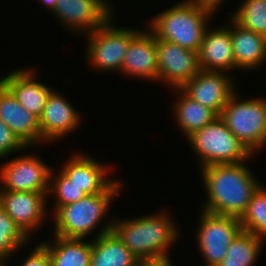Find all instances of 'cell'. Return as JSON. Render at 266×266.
I'll list each match as a JSON object with an SVG mask.
<instances>
[{"instance_id": "obj_12", "label": "cell", "mask_w": 266, "mask_h": 266, "mask_svg": "<svg viewBox=\"0 0 266 266\" xmlns=\"http://www.w3.org/2000/svg\"><path fill=\"white\" fill-rule=\"evenodd\" d=\"M47 194L48 192L0 190V204L30 239H32V233L36 234L45 223L46 217L48 219Z\"/></svg>"}, {"instance_id": "obj_14", "label": "cell", "mask_w": 266, "mask_h": 266, "mask_svg": "<svg viewBox=\"0 0 266 266\" xmlns=\"http://www.w3.org/2000/svg\"><path fill=\"white\" fill-rule=\"evenodd\" d=\"M81 115L64 94L54 89L39 117L42 141L49 145L64 140V137H68L80 128L84 121Z\"/></svg>"}, {"instance_id": "obj_31", "label": "cell", "mask_w": 266, "mask_h": 266, "mask_svg": "<svg viewBox=\"0 0 266 266\" xmlns=\"http://www.w3.org/2000/svg\"><path fill=\"white\" fill-rule=\"evenodd\" d=\"M173 260L171 258L163 260H154V261H142L139 263V266H174Z\"/></svg>"}, {"instance_id": "obj_2", "label": "cell", "mask_w": 266, "mask_h": 266, "mask_svg": "<svg viewBox=\"0 0 266 266\" xmlns=\"http://www.w3.org/2000/svg\"><path fill=\"white\" fill-rule=\"evenodd\" d=\"M173 220L168 211L159 210L135 218H114L112 230L140 262L163 260L172 258L169 250L181 238L182 231Z\"/></svg>"}, {"instance_id": "obj_4", "label": "cell", "mask_w": 266, "mask_h": 266, "mask_svg": "<svg viewBox=\"0 0 266 266\" xmlns=\"http://www.w3.org/2000/svg\"><path fill=\"white\" fill-rule=\"evenodd\" d=\"M215 13L213 9L194 0H182L151 17L147 27L154 33L156 40L176 43L198 52Z\"/></svg>"}, {"instance_id": "obj_24", "label": "cell", "mask_w": 266, "mask_h": 266, "mask_svg": "<svg viewBox=\"0 0 266 266\" xmlns=\"http://www.w3.org/2000/svg\"><path fill=\"white\" fill-rule=\"evenodd\" d=\"M264 242L253 233L241 230L217 266H255L266 244Z\"/></svg>"}, {"instance_id": "obj_6", "label": "cell", "mask_w": 266, "mask_h": 266, "mask_svg": "<svg viewBox=\"0 0 266 266\" xmlns=\"http://www.w3.org/2000/svg\"><path fill=\"white\" fill-rule=\"evenodd\" d=\"M197 156L199 169L215 164L248 161L253 155L218 116L187 138Z\"/></svg>"}, {"instance_id": "obj_23", "label": "cell", "mask_w": 266, "mask_h": 266, "mask_svg": "<svg viewBox=\"0 0 266 266\" xmlns=\"http://www.w3.org/2000/svg\"><path fill=\"white\" fill-rule=\"evenodd\" d=\"M53 236V243L41 241L49 252L52 266H90L92 240Z\"/></svg>"}, {"instance_id": "obj_20", "label": "cell", "mask_w": 266, "mask_h": 266, "mask_svg": "<svg viewBox=\"0 0 266 266\" xmlns=\"http://www.w3.org/2000/svg\"><path fill=\"white\" fill-rule=\"evenodd\" d=\"M230 35L237 70H259L266 64V37L238 25L230 17Z\"/></svg>"}, {"instance_id": "obj_32", "label": "cell", "mask_w": 266, "mask_h": 266, "mask_svg": "<svg viewBox=\"0 0 266 266\" xmlns=\"http://www.w3.org/2000/svg\"><path fill=\"white\" fill-rule=\"evenodd\" d=\"M194 1L213 9L214 11H219L220 5H223V3L226 2V0H194Z\"/></svg>"}, {"instance_id": "obj_9", "label": "cell", "mask_w": 266, "mask_h": 266, "mask_svg": "<svg viewBox=\"0 0 266 266\" xmlns=\"http://www.w3.org/2000/svg\"><path fill=\"white\" fill-rule=\"evenodd\" d=\"M22 154L0 164V190L48 192L52 166L33 152Z\"/></svg>"}, {"instance_id": "obj_28", "label": "cell", "mask_w": 266, "mask_h": 266, "mask_svg": "<svg viewBox=\"0 0 266 266\" xmlns=\"http://www.w3.org/2000/svg\"><path fill=\"white\" fill-rule=\"evenodd\" d=\"M56 171L54 168L51 169L47 194L48 200L50 198L54 200H51L53 203V206L50 207L52 211L57 207L77 202L87 195L82 188L73 183L60 169L57 171L58 173Z\"/></svg>"}, {"instance_id": "obj_5", "label": "cell", "mask_w": 266, "mask_h": 266, "mask_svg": "<svg viewBox=\"0 0 266 266\" xmlns=\"http://www.w3.org/2000/svg\"><path fill=\"white\" fill-rule=\"evenodd\" d=\"M241 98L235 92L222 110L220 117L228 129L254 156L266 147V98Z\"/></svg>"}, {"instance_id": "obj_21", "label": "cell", "mask_w": 266, "mask_h": 266, "mask_svg": "<svg viewBox=\"0 0 266 266\" xmlns=\"http://www.w3.org/2000/svg\"><path fill=\"white\" fill-rule=\"evenodd\" d=\"M173 94L176 93L177 100L172 102L171 111L177 122L179 131L186 139L194 132L202 129L208 123L212 122L218 115L208 107L192 100L181 89H172ZM179 94V95H178Z\"/></svg>"}, {"instance_id": "obj_30", "label": "cell", "mask_w": 266, "mask_h": 266, "mask_svg": "<svg viewBox=\"0 0 266 266\" xmlns=\"http://www.w3.org/2000/svg\"><path fill=\"white\" fill-rule=\"evenodd\" d=\"M31 252L28 253V256H25V260L20 266H52L51 258L47 248L39 241L31 249Z\"/></svg>"}, {"instance_id": "obj_19", "label": "cell", "mask_w": 266, "mask_h": 266, "mask_svg": "<svg viewBox=\"0 0 266 266\" xmlns=\"http://www.w3.org/2000/svg\"><path fill=\"white\" fill-rule=\"evenodd\" d=\"M33 68H17L4 76L2 75L0 81L12 92L24 108L39 118L50 93L54 89L52 86L37 80V73L34 72L36 69Z\"/></svg>"}, {"instance_id": "obj_29", "label": "cell", "mask_w": 266, "mask_h": 266, "mask_svg": "<svg viewBox=\"0 0 266 266\" xmlns=\"http://www.w3.org/2000/svg\"><path fill=\"white\" fill-rule=\"evenodd\" d=\"M25 149L28 150L29 147H26L0 119V161L2 162V159H6V157L9 159V156L14 155L15 152H25Z\"/></svg>"}, {"instance_id": "obj_15", "label": "cell", "mask_w": 266, "mask_h": 266, "mask_svg": "<svg viewBox=\"0 0 266 266\" xmlns=\"http://www.w3.org/2000/svg\"><path fill=\"white\" fill-rule=\"evenodd\" d=\"M146 26L131 39L121 68L125 78L143 79L158 83L156 37Z\"/></svg>"}, {"instance_id": "obj_17", "label": "cell", "mask_w": 266, "mask_h": 266, "mask_svg": "<svg viewBox=\"0 0 266 266\" xmlns=\"http://www.w3.org/2000/svg\"><path fill=\"white\" fill-rule=\"evenodd\" d=\"M112 168L109 163L79 152L72 154L59 169L87 195H92L104 192L116 180L111 179Z\"/></svg>"}, {"instance_id": "obj_8", "label": "cell", "mask_w": 266, "mask_h": 266, "mask_svg": "<svg viewBox=\"0 0 266 266\" xmlns=\"http://www.w3.org/2000/svg\"><path fill=\"white\" fill-rule=\"evenodd\" d=\"M196 226L197 250L204 266H217L226 256L231 242L242 230L239 219L200 210Z\"/></svg>"}, {"instance_id": "obj_1", "label": "cell", "mask_w": 266, "mask_h": 266, "mask_svg": "<svg viewBox=\"0 0 266 266\" xmlns=\"http://www.w3.org/2000/svg\"><path fill=\"white\" fill-rule=\"evenodd\" d=\"M253 157L245 162L199 169L207 196L200 209L240 219L254 192L263 184L248 165Z\"/></svg>"}, {"instance_id": "obj_13", "label": "cell", "mask_w": 266, "mask_h": 266, "mask_svg": "<svg viewBox=\"0 0 266 266\" xmlns=\"http://www.w3.org/2000/svg\"><path fill=\"white\" fill-rule=\"evenodd\" d=\"M232 76L227 72L200 70L181 90L220 116L227 101L239 90Z\"/></svg>"}, {"instance_id": "obj_7", "label": "cell", "mask_w": 266, "mask_h": 266, "mask_svg": "<svg viewBox=\"0 0 266 266\" xmlns=\"http://www.w3.org/2000/svg\"><path fill=\"white\" fill-rule=\"evenodd\" d=\"M113 15L94 32L83 35L86 38V61L99 72L120 73L131 39L140 28L122 27L114 23ZM119 71V72H118Z\"/></svg>"}, {"instance_id": "obj_25", "label": "cell", "mask_w": 266, "mask_h": 266, "mask_svg": "<svg viewBox=\"0 0 266 266\" xmlns=\"http://www.w3.org/2000/svg\"><path fill=\"white\" fill-rule=\"evenodd\" d=\"M30 240L32 239L7 215L0 204V261L10 262V258L12 259L18 250L20 253L24 246L29 245Z\"/></svg>"}, {"instance_id": "obj_11", "label": "cell", "mask_w": 266, "mask_h": 266, "mask_svg": "<svg viewBox=\"0 0 266 266\" xmlns=\"http://www.w3.org/2000/svg\"><path fill=\"white\" fill-rule=\"evenodd\" d=\"M158 82L169 90L181 89L199 71L198 52L176 43L156 40Z\"/></svg>"}, {"instance_id": "obj_22", "label": "cell", "mask_w": 266, "mask_h": 266, "mask_svg": "<svg viewBox=\"0 0 266 266\" xmlns=\"http://www.w3.org/2000/svg\"><path fill=\"white\" fill-rule=\"evenodd\" d=\"M139 263L113 230L92 239L90 266H139Z\"/></svg>"}, {"instance_id": "obj_3", "label": "cell", "mask_w": 266, "mask_h": 266, "mask_svg": "<svg viewBox=\"0 0 266 266\" xmlns=\"http://www.w3.org/2000/svg\"><path fill=\"white\" fill-rule=\"evenodd\" d=\"M122 188H124L123 181L116 179L104 192L86 195L77 202L57 207L51 214L54 217L53 235L91 240L90 238L95 239L111 231L114 217L107 219L106 217H109L108 212L111 210L112 202L122 194ZM95 229L99 231L93 236ZM90 235L93 237H89Z\"/></svg>"}, {"instance_id": "obj_10", "label": "cell", "mask_w": 266, "mask_h": 266, "mask_svg": "<svg viewBox=\"0 0 266 266\" xmlns=\"http://www.w3.org/2000/svg\"><path fill=\"white\" fill-rule=\"evenodd\" d=\"M113 7L110 0H59L51 16L68 31L85 35L105 24L114 15Z\"/></svg>"}, {"instance_id": "obj_26", "label": "cell", "mask_w": 266, "mask_h": 266, "mask_svg": "<svg viewBox=\"0 0 266 266\" xmlns=\"http://www.w3.org/2000/svg\"><path fill=\"white\" fill-rule=\"evenodd\" d=\"M266 186L260 185L254 192L244 214L239 219L244 231L266 241Z\"/></svg>"}, {"instance_id": "obj_34", "label": "cell", "mask_w": 266, "mask_h": 266, "mask_svg": "<svg viewBox=\"0 0 266 266\" xmlns=\"http://www.w3.org/2000/svg\"><path fill=\"white\" fill-rule=\"evenodd\" d=\"M1 266H9V264L3 263Z\"/></svg>"}, {"instance_id": "obj_27", "label": "cell", "mask_w": 266, "mask_h": 266, "mask_svg": "<svg viewBox=\"0 0 266 266\" xmlns=\"http://www.w3.org/2000/svg\"><path fill=\"white\" fill-rule=\"evenodd\" d=\"M237 8L228 15L241 27L266 37V0H243Z\"/></svg>"}, {"instance_id": "obj_18", "label": "cell", "mask_w": 266, "mask_h": 266, "mask_svg": "<svg viewBox=\"0 0 266 266\" xmlns=\"http://www.w3.org/2000/svg\"><path fill=\"white\" fill-rule=\"evenodd\" d=\"M228 17V24L213 29L209 26L206 29L198 51L200 70L227 73L236 70L230 35V16Z\"/></svg>"}, {"instance_id": "obj_33", "label": "cell", "mask_w": 266, "mask_h": 266, "mask_svg": "<svg viewBox=\"0 0 266 266\" xmlns=\"http://www.w3.org/2000/svg\"><path fill=\"white\" fill-rule=\"evenodd\" d=\"M43 7L48 9V12H53L57 6L59 0H37Z\"/></svg>"}, {"instance_id": "obj_16", "label": "cell", "mask_w": 266, "mask_h": 266, "mask_svg": "<svg viewBox=\"0 0 266 266\" xmlns=\"http://www.w3.org/2000/svg\"><path fill=\"white\" fill-rule=\"evenodd\" d=\"M0 119L30 149L42 146L39 118L24 108L12 92L0 81Z\"/></svg>"}]
</instances>
